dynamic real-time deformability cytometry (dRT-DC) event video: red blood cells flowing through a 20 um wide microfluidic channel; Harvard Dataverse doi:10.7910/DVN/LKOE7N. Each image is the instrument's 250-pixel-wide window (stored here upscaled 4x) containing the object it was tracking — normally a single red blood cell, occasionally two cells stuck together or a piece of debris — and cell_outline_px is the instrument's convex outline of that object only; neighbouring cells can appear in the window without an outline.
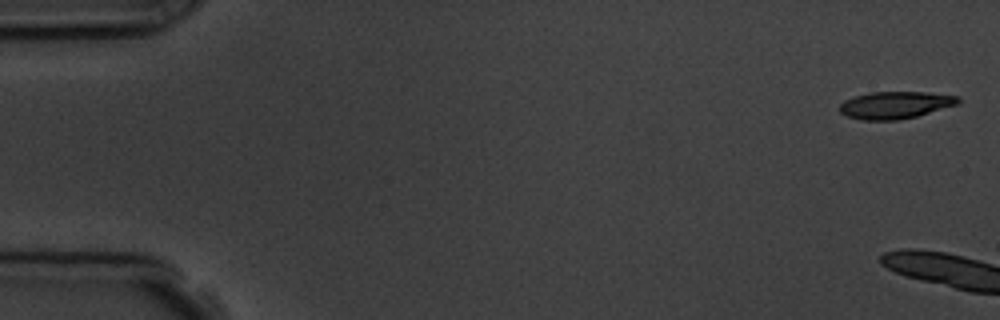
{"species": "common noctule bat (a hibernating species)", "species_latin": "Nyctalus noctula", "temperature_condition": "room temperature", "stored_images_in_passage": 7, "camera_frame_rate_fps": 3000, "um_per_image_px": 0.085, "animal": {"sex": "male", "body_mass_g": 19.5, "forearm_length_mm": 54.6}, "frame": {"image": 1, "passage_image": 1, "time_ms": 0.0, "image_size_px": [1000, 320], "cell_outline_px": [[960, 104], [916, 116], [900, 120], [860, 120], [848, 116], [840, 112], [840, 104], [844, 100], [852, 96], [872, 92], [924, 92], [956, 96], [960, 100]], "centroid_in_image_um": [76.08, 8.93], "position_along_channel_um": 8.9, "area_um2": 18.79}}